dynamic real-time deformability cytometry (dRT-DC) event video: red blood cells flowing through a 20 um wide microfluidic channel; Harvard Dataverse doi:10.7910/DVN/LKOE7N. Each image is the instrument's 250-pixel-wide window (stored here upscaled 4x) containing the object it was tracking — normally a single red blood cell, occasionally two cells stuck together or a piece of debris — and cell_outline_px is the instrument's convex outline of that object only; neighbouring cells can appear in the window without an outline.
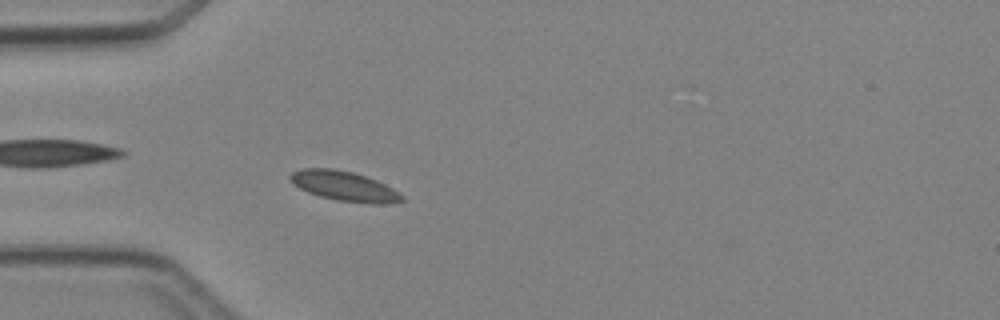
{"species": "Egyptian fruit bat (a non-hibernating species)", "species_latin": "Rousettus aegyptiacus", "temperature_condition": "cold", "stored_images_in_passage": 3, "camera_frame_rate_fps": 3000, "um_per_image_px": 0.085, "animal": {"sex": "female"}, "frame": {"image": 1, "passage_image": 3, "time_ms": 2.333, "image_size_px": [1000, 320], "cell_outline_px": [[404, 200], [388, 204], [380, 204], [336, 200], [320, 196], [308, 192], [292, 184], [288, 176], [292, 172], [304, 168], [332, 168], [352, 172], [376, 180], [392, 188], [404, 196]], "centroid_in_image_um": [29.24, 15.82], "position_along_channel_um": 55.8, "area_um2": 19.25}}